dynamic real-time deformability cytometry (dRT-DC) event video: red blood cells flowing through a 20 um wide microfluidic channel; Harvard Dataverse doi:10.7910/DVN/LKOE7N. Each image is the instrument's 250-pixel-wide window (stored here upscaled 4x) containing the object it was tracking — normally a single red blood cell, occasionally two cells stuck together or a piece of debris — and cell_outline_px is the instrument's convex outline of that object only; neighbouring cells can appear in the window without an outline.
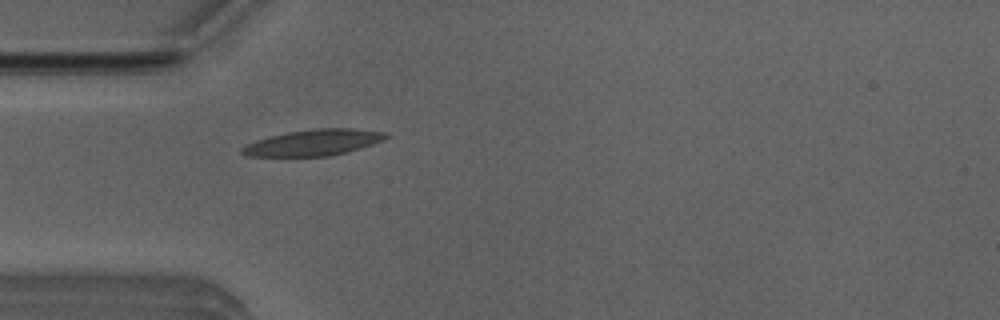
{"species": "Egyptian fruit bat (a non-hibernating species)", "species_latin": "Rousettus aegyptiacus", "temperature_condition": "room temperature", "stored_images_in_passage": 4, "camera_frame_rate_fps": 3000, "um_per_image_px": 0.085, "animal": {"sex": "male"}, "frame": {"image": 1, "passage_image": 4, "time_ms": 1.0, "image_size_px": [1000, 320], "cell_outline_px": [[388, 136], [384, 140], [360, 148], [328, 156], [248, 156], [240, 152], [240, 148], [256, 140], [288, 132], [312, 128], [352, 128], [384, 132]], "centroid_in_image_um": [26.64, 12.11], "position_along_channel_um": 58.4, "area_um2": 21.62}}